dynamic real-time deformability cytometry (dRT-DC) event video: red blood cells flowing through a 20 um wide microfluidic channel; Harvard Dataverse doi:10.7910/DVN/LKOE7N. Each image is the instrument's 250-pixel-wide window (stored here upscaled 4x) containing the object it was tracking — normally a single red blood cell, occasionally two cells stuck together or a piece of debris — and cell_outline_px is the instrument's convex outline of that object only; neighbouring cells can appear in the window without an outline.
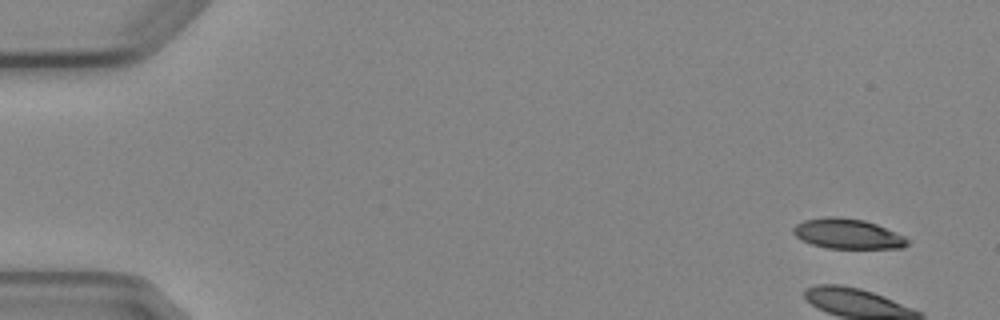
{"species": "Egyptian fruit bat (a non-hibernating species)", "species_latin": "Rousettus aegyptiacus", "temperature_condition": "cold", "stored_images_in_passage": 5, "camera_frame_rate_fps": 3000, "um_per_image_px": 0.085, "animal": {"sex": "female"}, "frame": {"image": 1, "passage_image": 1, "time_ms": 0.0, "image_size_px": [1000, 320], "cell_outline_px": [[908, 244], [904, 248], [828, 248], [812, 244], [800, 240], [792, 232], [792, 228], [796, 224], [804, 220], [824, 216], [840, 216], [864, 220], [876, 224], [896, 232], [904, 236], [908, 240]], "centroid_in_image_um": [72.02, 19.86], "position_along_channel_um": 13.0, "area_um2": 20.11}}